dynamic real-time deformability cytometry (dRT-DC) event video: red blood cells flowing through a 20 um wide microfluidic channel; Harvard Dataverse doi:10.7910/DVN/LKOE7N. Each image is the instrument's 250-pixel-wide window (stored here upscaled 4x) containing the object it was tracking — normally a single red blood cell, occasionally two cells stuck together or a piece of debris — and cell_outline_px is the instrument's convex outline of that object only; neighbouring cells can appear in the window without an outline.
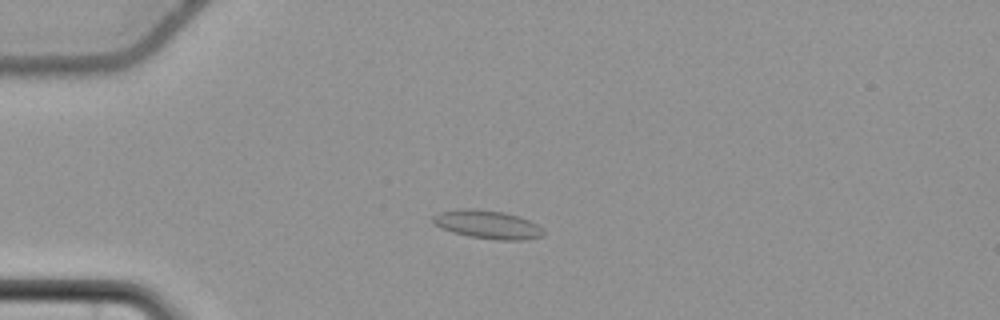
{"species": "common noctule bat (a hibernating species)", "species_latin": "Nyctalus noctula", "temperature_condition": "cold", "stored_images_in_passage": 46, "camera_frame_rate_fps": 3000, "um_per_image_px": 0.085, "animal": {"sex": "female", "body_mass_g": 22.7, "forearm_length_mm": 54.2}, "frame": {"image": 1, "passage_image": 4, "time_ms": 1.0, "image_size_px": [1000, 320], "cell_outline_px": [[544, 236], [524, 240], [496, 240], [468, 236], [452, 232], [440, 228], [432, 224], [432, 216], [440, 212], [460, 208], [472, 208], [504, 212], [528, 220], [536, 224], [544, 232]], "centroid_in_image_um": [41.38, 19.09], "position_along_channel_um": 43.6, "area_um2": 18.38}}
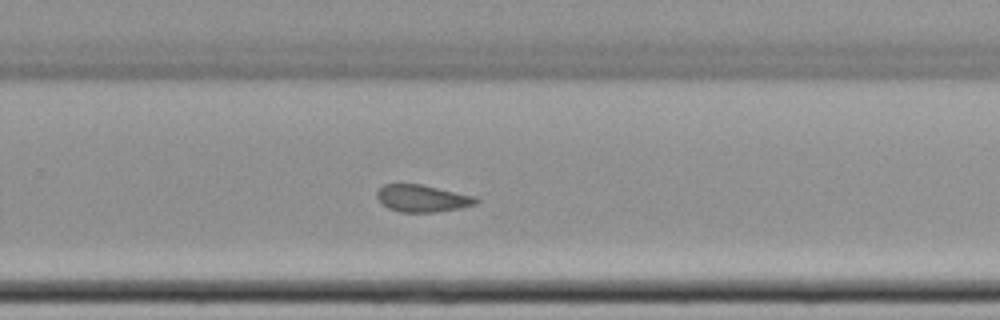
{"frame": {"image": 2, "passage_image": 27, "time_ms": 8.667, "image_size_px": [1000, 320], "cell_outline_px": [[480, 200], [476, 204], [460, 208], [436, 212], [400, 212], [388, 208], [376, 196], [376, 192], [384, 184], [420, 184], [476, 196]], "centroid_in_image_um": [35.92, 16.86], "position_along_channel_um": 293.9, "area_um2": 15.61}}
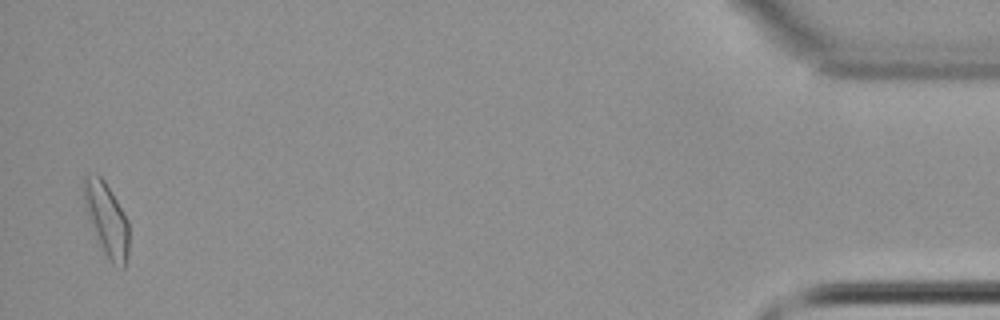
{"frame": {"image": 3, "passage_image": 45, "time_ms": 14.667, "image_size_px": [1000, 320], "cell_outline_px": [[128, 256], [124, 268], [120, 268], [112, 264], [104, 252], [100, 244], [88, 216], [84, 204], [84, 176], [96, 172], [104, 180], [128, 220]], "centroid_in_image_um": [9.08, 18.65], "position_along_channel_um": 426.1, "area_um2": 18.84}, "authors_computed_cell_mechanics": {"area_um2": 16.4152, "velocity_mm_per_s": 3.6583, "shape_relaxation_time_tau1_ms": null, "shape_relaxation_time_tau2_ms": 2.8203, "deformation_change_tau1": null, "deformation_change_tau2": 0.1051}}